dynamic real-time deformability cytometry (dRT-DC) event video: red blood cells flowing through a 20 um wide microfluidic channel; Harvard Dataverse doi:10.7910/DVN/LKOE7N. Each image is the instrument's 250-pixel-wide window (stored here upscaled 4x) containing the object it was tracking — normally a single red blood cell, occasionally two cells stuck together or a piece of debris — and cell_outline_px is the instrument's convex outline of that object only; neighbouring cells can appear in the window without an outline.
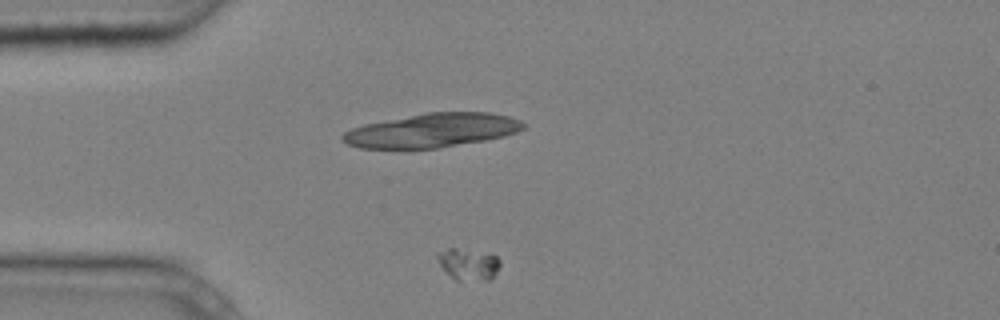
{"species": "common noctule bat (a hibernating species)", "species_latin": "Nyctalus noctula", "temperature_condition": "cold", "stored_images_in_passage": 7, "segment_of_instrument_passage": [2, 2], "camera_frame_rate_fps": 3000, "um_per_image_px": 0.085, "animal": {"sex": "male", "body_mass_g": 20.4}, "frame": {"image": 1, "passage_image": 4, "time_ms": 1.0, "image_size_px": [1000, 320], "cell_outline_px": [[500, 264], [496, 272], [488, 280], [456, 280], [440, 264], [436, 256], [436, 252], [448, 248], [456, 248], [496, 256], [500, 260]], "centroid_in_image_um": [39.79, 22.45], "position_along_channel_um": 45.2, "area_um2": 11.1}}
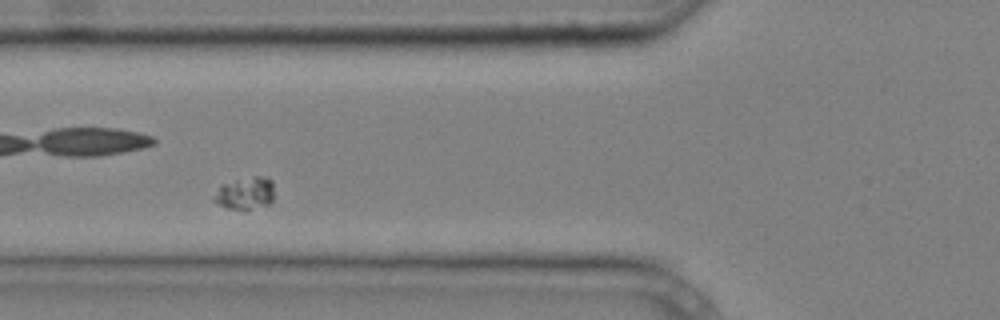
{"frame": {"image": 2, "passage_image": 6, "time_ms": 1.667, "image_size_px": [1000, 320], "cell_outline_px": [[272, 200], [268, 204], [248, 208], [228, 208], [212, 200], [212, 196], [220, 184], [236, 180], [256, 176], [264, 176], [272, 180]], "centroid_in_image_um": [20.8, 16.39], "position_along_channel_um": 105.0, "area_um2": 11.04}}